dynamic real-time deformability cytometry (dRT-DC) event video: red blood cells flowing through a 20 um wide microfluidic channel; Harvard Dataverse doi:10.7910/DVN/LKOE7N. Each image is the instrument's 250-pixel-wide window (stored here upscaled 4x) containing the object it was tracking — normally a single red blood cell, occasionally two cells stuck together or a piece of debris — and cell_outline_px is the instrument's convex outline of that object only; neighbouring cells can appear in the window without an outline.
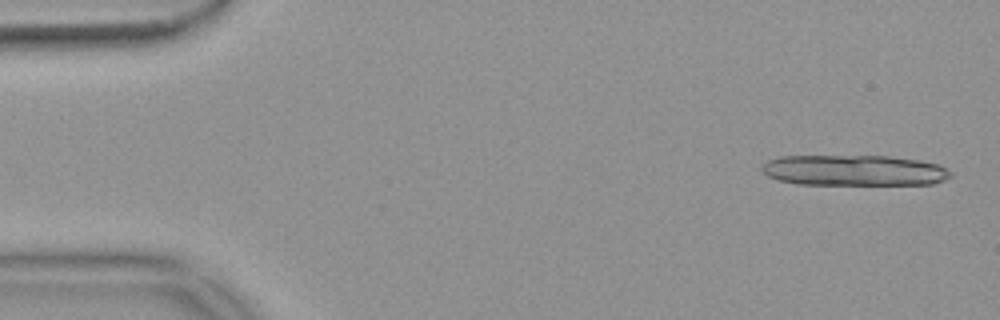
{"species": "common noctule bat (a hibernating species)", "species_latin": "Nyctalus noctula", "temperature_condition": "warm", "stored_images_in_passage": 13, "camera_frame_rate_fps": 3000, "um_per_image_px": 0.085, "animal": {"sex": "female", "body_mass_g": 18.4}, "frame": {"image": 1, "passage_image": 2, "time_ms": 0.333, "image_size_px": [1000, 320], "cell_outline_px": [[952, 176], [944, 180], [932, 184], [796, 184], [776, 180], [768, 176], [760, 168], [768, 160], [780, 156], [888, 156], [920, 160], [936, 164], [952, 172]], "centroid_in_image_um": [72.58, 14.48], "position_along_channel_um": 12.4, "area_um2": 33.81}}